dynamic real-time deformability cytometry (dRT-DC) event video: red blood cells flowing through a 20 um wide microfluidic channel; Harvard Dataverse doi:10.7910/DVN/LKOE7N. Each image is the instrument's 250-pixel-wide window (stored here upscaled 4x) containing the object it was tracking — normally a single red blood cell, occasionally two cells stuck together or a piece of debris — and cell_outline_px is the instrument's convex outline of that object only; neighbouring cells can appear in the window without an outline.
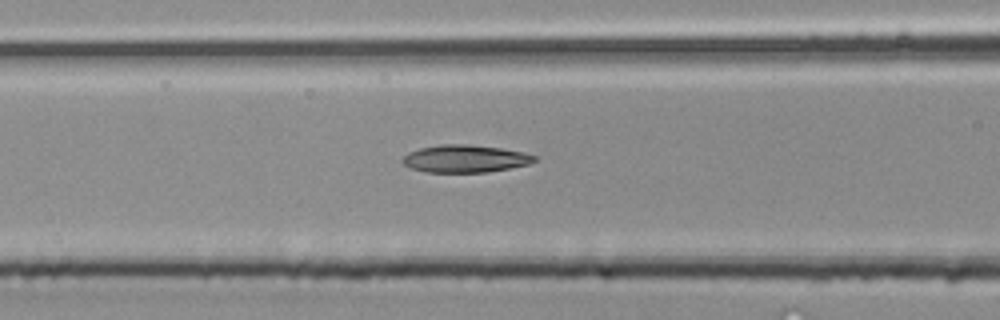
{"species": "common noctule bat (a hibernating species)", "species_latin": "Nyctalus noctula", "temperature_condition": "room temperature", "stored_images_in_passage": 26, "camera_frame_rate_fps": 3000, "um_per_image_px": 0.085, "animal": {"sex": "male", "body_mass_g": 20.4}, "frame": {"image": 1, "passage_image": 9, "time_ms": 2.667, "image_size_px": [1000, 320], "cell_outline_px": [[536, 160], [528, 164], [488, 172], [424, 172], [412, 168], [404, 164], [400, 160], [408, 152], [420, 148], [440, 144], [468, 144], [500, 148], [524, 152], [536, 156]], "centroid_in_image_um": [39.51, 13.48], "position_along_channel_um": 127.1, "area_um2": 21.1}}
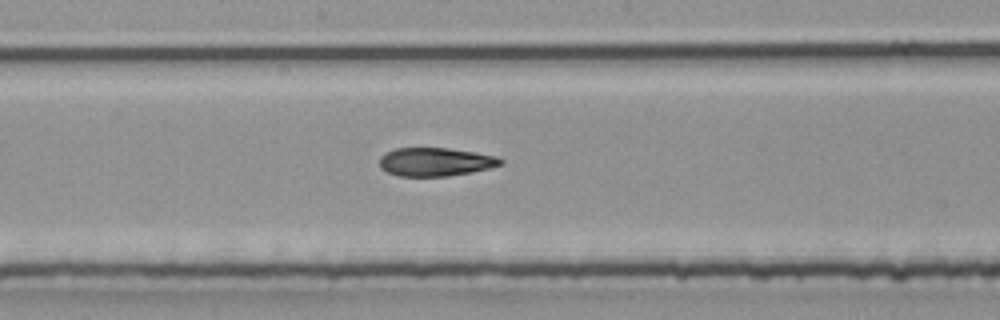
{"frame": {"image": 2, "passage_image": 14, "time_ms": 4.333, "image_size_px": [1000, 320], "cell_outline_px": [[504, 164], [492, 168], [448, 176], [400, 176], [388, 172], [380, 168], [380, 156], [384, 152], [396, 148], [448, 148], [476, 152], [496, 156], [504, 160]], "centroid_in_image_um": [37.03, 13.75], "position_along_channel_um": 211.2, "area_um2": 20.23}}
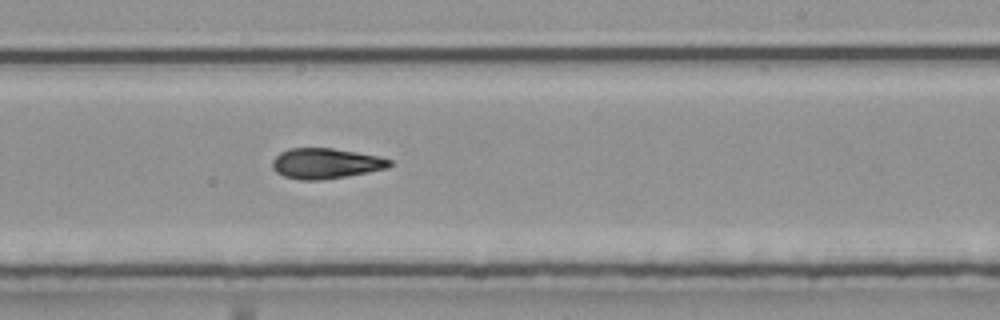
{"frame": {"image": 3, "passage_image": 17, "time_ms": 5.333, "image_size_px": [1000, 320], "cell_outline_px": [[392, 164], [388, 168], [368, 172], [320, 180], [300, 180], [284, 176], [276, 172], [272, 168], [272, 160], [280, 152], [288, 148], [332, 148], [380, 156], [392, 160]], "centroid_in_image_um": [27.67, 13.88], "position_along_channel_um": 261.3, "area_um2": 20.81}}